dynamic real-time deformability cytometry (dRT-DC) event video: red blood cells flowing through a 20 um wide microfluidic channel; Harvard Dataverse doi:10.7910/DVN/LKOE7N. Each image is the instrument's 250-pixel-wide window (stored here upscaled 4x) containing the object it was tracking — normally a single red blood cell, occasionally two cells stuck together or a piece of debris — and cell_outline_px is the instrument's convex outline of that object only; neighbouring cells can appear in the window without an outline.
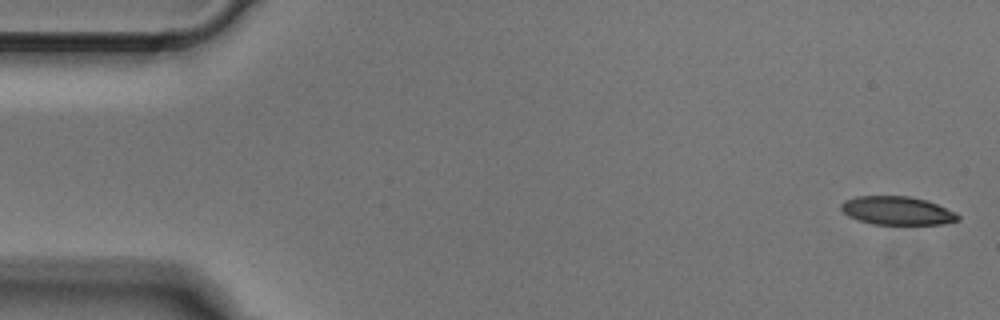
{"species": "Egyptian fruit bat (a non-hibernating species)", "species_latin": "Rousettus aegyptiacus", "temperature_condition": "cold", "stored_images_in_passage": 4, "camera_frame_rate_fps": 3000, "um_per_image_px": 0.085, "animal": {"sex": "male"}, "frame": {"image": 1, "passage_image": 1, "time_ms": 0.0, "image_size_px": [1000, 320], "cell_outline_px": [[960, 220], [944, 224], [872, 224], [848, 216], [840, 208], [840, 204], [844, 200], [856, 196], [908, 196], [924, 200], [936, 204], [956, 212], [960, 216]], "centroid_in_image_um": [76.25, 17.91], "position_along_channel_um": 8.7, "area_um2": 19.31}}
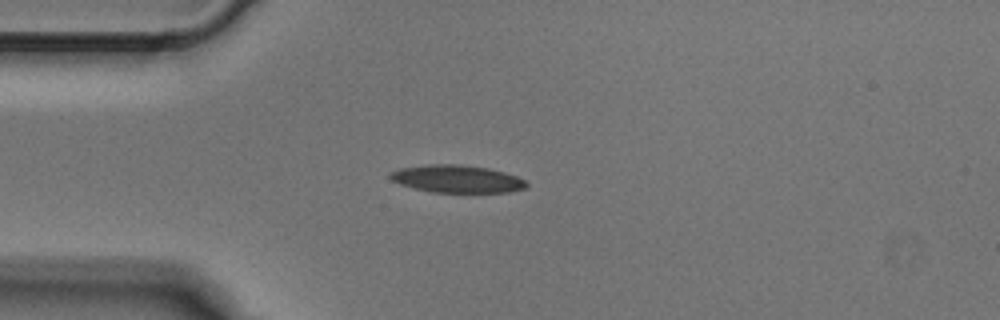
{"frame": {"image": 2, "passage_image": 4, "time_ms": 1.0, "image_size_px": [1000, 320], "cell_outline_px": [[528, 184], [524, 188], [508, 192], [432, 192], [400, 184], [392, 180], [388, 176], [392, 172], [400, 168], [428, 164], [456, 164], [488, 168], [504, 172], [516, 176], [524, 180]], "centroid_in_image_um": [38.83, 15.2], "position_along_channel_um": 46.2, "area_um2": 21.62}}